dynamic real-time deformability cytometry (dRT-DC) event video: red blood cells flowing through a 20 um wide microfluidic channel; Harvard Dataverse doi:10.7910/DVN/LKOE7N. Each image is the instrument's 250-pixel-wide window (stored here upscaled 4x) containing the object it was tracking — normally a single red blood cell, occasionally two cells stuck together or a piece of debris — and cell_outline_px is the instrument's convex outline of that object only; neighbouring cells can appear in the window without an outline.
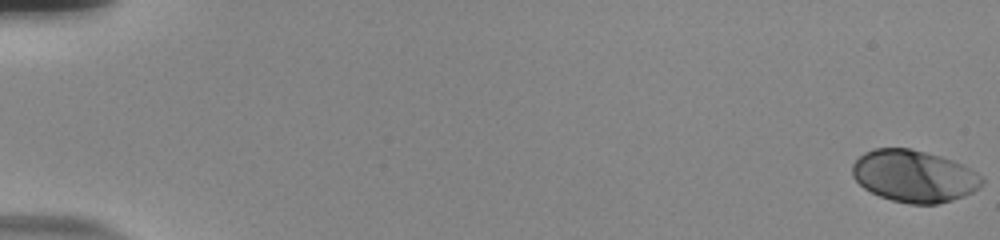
{"species": "human", "species_latin": "Homo sapiens", "temperature_condition": "room temperature", "stored_images_in_passage": 57, "camera_frame_rate_fps": 3000, "um_per_image_px": 0.085, "donor": {"sex": "male"}, "frame": {"image": 1, "passage_image": 1, "time_ms": 0.0, "image_size_px": [1000, 240], "cell_outline_px": [[984, 184], [980, 188], [964, 196], [952, 200], [936, 204], [908, 204], [892, 200], [880, 196], [864, 188], [852, 176], [852, 164], [864, 152], [872, 148], [908, 148], [940, 156], [952, 160], [976, 172], [984, 180]], "centroid_in_image_um": [77.68, 14.97], "position_along_channel_um": 7.3, "area_um2": 39.19}}
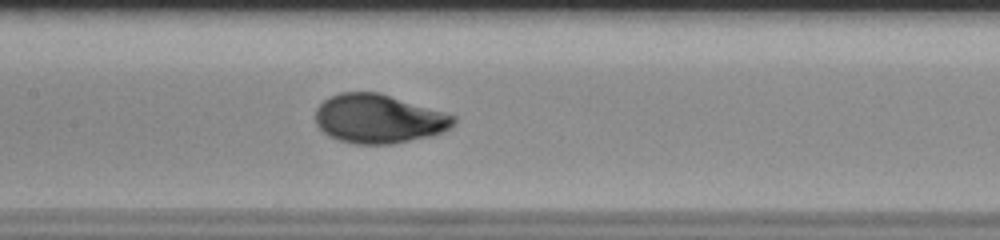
{"frame": {"image": 2, "passage_image": 30, "time_ms": 9.667, "image_size_px": [1000, 240], "cell_outline_px": [[456, 124], [452, 128], [444, 132], [432, 136], [392, 144], [356, 144], [340, 140], [328, 136], [316, 124], [316, 108], [324, 100], [340, 92], [380, 92], [444, 112], [456, 116]], "centroid_in_image_um": [32.22, 10.1], "position_along_channel_um": 175.2, "area_um2": 39.59}}
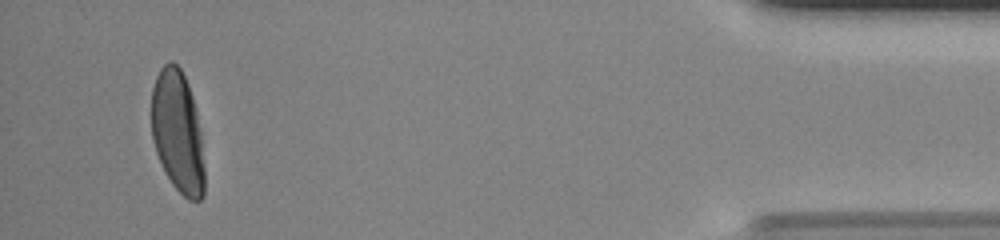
{"frame": {"image": 3, "passage_image": 55, "time_ms": 18.0, "image_size_px": [1000, 240], "cell_outline_px": [[204, 196], [200, 200], [188, 200], [172, 184], [156, 152], [152, 140], [152, 88], [156, 76], [160, 68], [168, 60], [172, 60], [180, 68], [188, 84], [192, 96], [196, 112], [200, 132], [204, 168]], "centroid_in_image_um": [15.09, 11.19], "position_along_channel_um": 420.1, "area_um2": 37.45}, "authors_computed_cell_mechanics": {"area_um2": 38.5526, "velocity_mm_per_s": 3.7015, "shape_relaxation_time_tau1_ms": 3.1126, "shape_relaxation_time_tau2_ms": null, "deformation_change_tau1": 0.1763, "deformation_change_tau2": null}}